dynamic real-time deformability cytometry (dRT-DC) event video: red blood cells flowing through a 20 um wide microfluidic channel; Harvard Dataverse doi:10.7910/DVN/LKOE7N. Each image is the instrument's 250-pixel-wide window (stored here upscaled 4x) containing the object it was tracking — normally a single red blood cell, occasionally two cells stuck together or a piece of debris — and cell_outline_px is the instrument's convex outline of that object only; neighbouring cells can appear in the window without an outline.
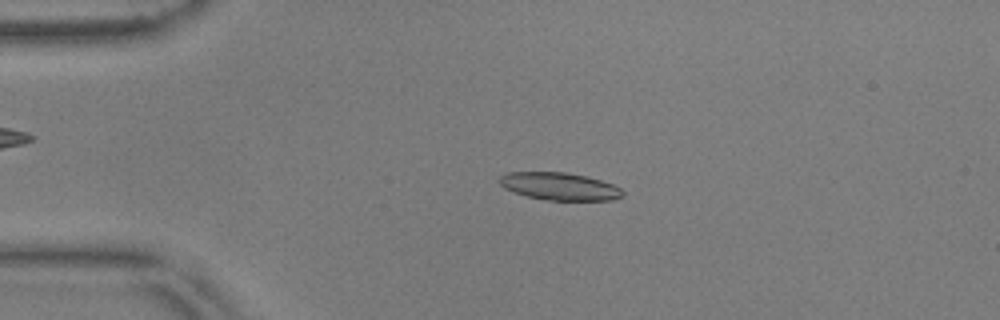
{"species": "common noctule bat (a hibernating species)", "species_latin": "Nyctalus noctula", "temperature_condition": "warm", "stored_images_in_passage": 20, "camera_frame_rate_fps": 3000, "um_per_image_px": 0.085, "animal": {"sex": "male", "body_mass_g": 17.9, "forearm_length_mm": 54.2}, "frame": {"image": 1, "passage_image": 5, "time_ms": 1.333, "image_size_px": [1000, 320], "cell_outline_px": [[624, 196], [612, 200], [548, 200], [528, 196], [504, 188], [500, 184], [500, 176], [508, 172], [564, 172], [588, 176], [612, 184], [620, 188], [624, 192]], "centroid_in_image_um": [47.59, 15.83], "position_along_channel_um": 37.4, "area_um2": 19.65}}
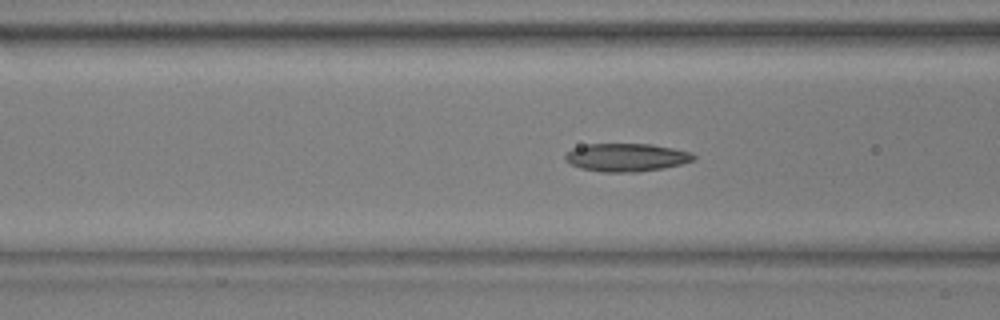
{"frame": {"image": 2, "passage_image": 14, "time_ms": 4.333, "image_size_px": [1000, 320], "cell_outline_px": [[696, 160], [664, 168], [640, 172], [600, 172], [580, 168], [564, 160], [564, 156], [572, 148], [588, 144], [652, 144], [692, 152], [696, 156]], "centroid_in_image_um": [53.26, 13.38], "position_along_channel_um": 113.3, "area_um2": 21.15}}
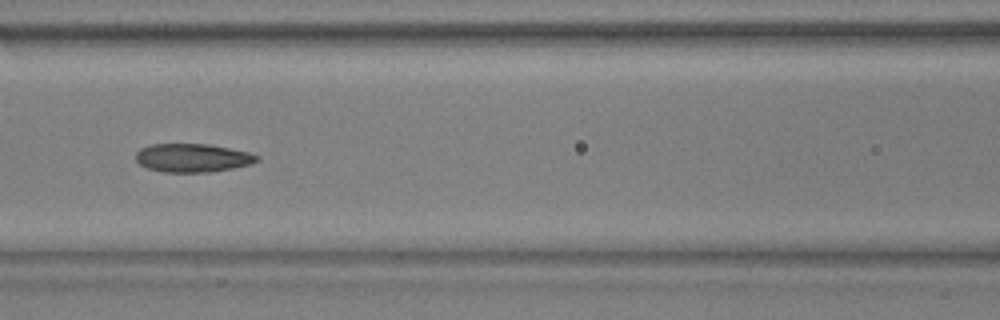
{"frame": {"image": 3, "passage_image": 17, "time_ms": 5.333, "image_size_px": [1000, 320], "cell_outline_px": [[260, 160], [248, 164], [232, 168], [212, 172], [164, 172], [148, 168], [140, 164], [136, 160], [136, 152], [140, 148], [152, 144], [208, 144], [248, 152], [260, 156]], "centroid_in_image_um": [16.36, 13.42], "position_along_channel_um": 150.2, "area_um2": 20.0}}